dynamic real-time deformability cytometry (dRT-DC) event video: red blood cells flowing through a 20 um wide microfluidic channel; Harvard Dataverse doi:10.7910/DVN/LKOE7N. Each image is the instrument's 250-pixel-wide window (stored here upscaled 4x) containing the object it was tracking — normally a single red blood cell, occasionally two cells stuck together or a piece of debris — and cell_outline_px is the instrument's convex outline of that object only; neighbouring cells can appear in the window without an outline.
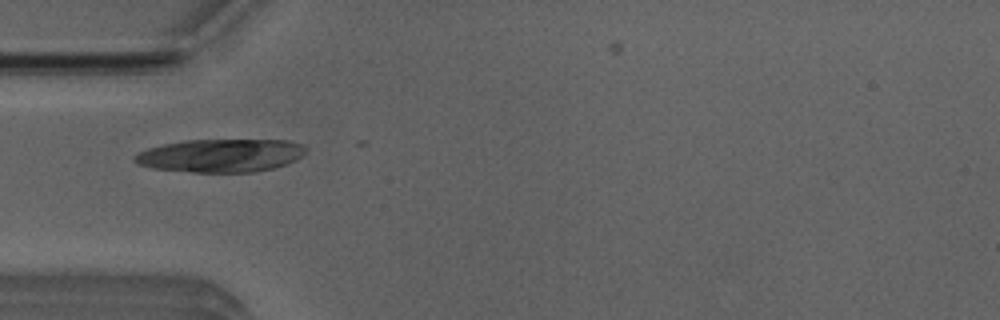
{"species": "Egyptian fruit bat (a non-hibernating species)", "species_latin": "Rousettus aegyptiacus", "temperature_condition": "room temperature", "stored_images_in_passage": 4, "camera_frame_rate_fps": 3000, "um_per_image_px": 0.085, "animal": {"sex": "male"}, "frame": {"image": 1, "passage_image": 1, "time_ms": 0.0, "image_size_px": [1000, 320], "cell_outline_px": [[304, 152], [296, 160], [288, 164], [272, 168], [252, 172], [192, 172], [152, 168], [140, 164], [132, 160], [132, 156], [136, 152], [148, 148], [164, 144], [184, 140], [288, 140], [300, 144], [304, 148]], "centroid_in_image_um": [18.71, 13.22], "position_along_channel_um": 66.3, "area_um2": 33.0}}